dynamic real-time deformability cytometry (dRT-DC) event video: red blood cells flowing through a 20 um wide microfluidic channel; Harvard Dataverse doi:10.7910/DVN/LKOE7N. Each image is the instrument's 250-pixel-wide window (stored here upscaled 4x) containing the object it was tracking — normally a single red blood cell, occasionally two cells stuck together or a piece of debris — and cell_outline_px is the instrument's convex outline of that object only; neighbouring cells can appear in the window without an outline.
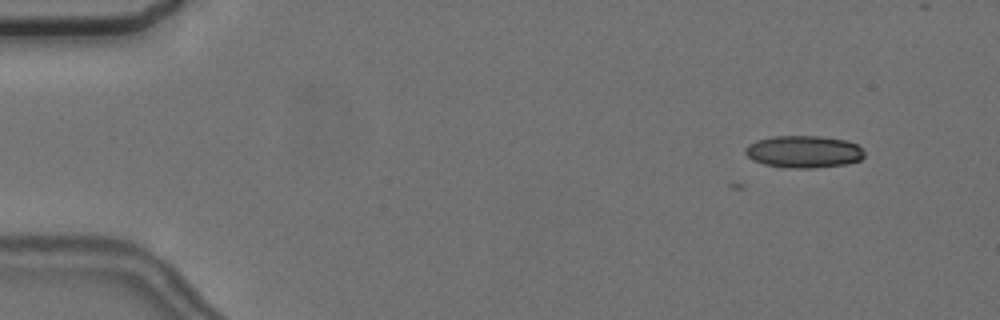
{"species": "common noctule bat (a hibernating species)", "species_latin": "Nyctalus noctula", "temperature_condition": "cold", "stored_images_in_passage": 9, "camera_frame_rate_fps": 3000, "um_per_image_px": 0.085, "animal": {"sex": "female", "body_mass_g": 24.6, "forearm_length_mm": 56.2}, "frame": {"image": 1, "passage_image": 2, "time_ms": 1.0, "image_size_px": [1000, 320], "cell_outline_px": [[864, 156], [860, 160], [848, 164], [812, 168], [792, 168], [764, 164], [752, 160], [744, 152], [744, 148], [748, 144], [756, 140], [772, 136], [820, 136], [848, 140], [856, 144], [864, 152]], "centroid_in_image_um": [68.31, 12.89], "position_along_channel_um": 16.7, "area_um2": 22.48}}
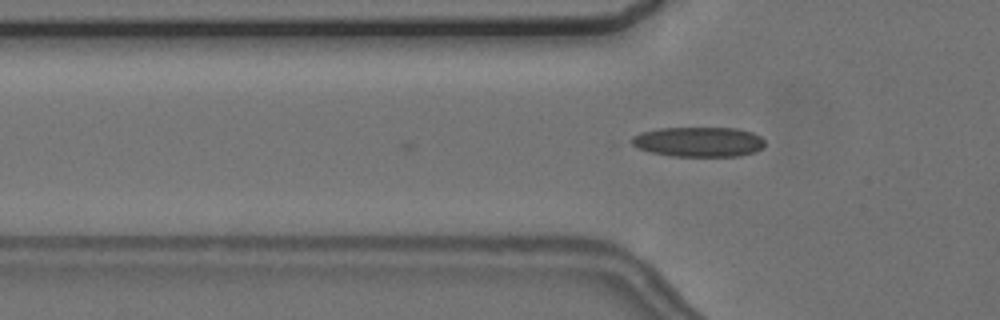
{"frame": {"image": 2, "passage_image": 5, "time_ms": 5.333, "image_size_px": [1000, 320], "cell_outline_px": [[764, 144], [756, 152], [740, 156], [672, 156], [652, 152], [640, 148], [632, 144], [632, 136], [640, 132], [660, 128], [736, 128], [752, 132], [760, 136], [764, 140]], "centroid_in_image_um": [59.4, 12.05], "position_along_channel_um": 66.4, "area_um2": 23.12}}